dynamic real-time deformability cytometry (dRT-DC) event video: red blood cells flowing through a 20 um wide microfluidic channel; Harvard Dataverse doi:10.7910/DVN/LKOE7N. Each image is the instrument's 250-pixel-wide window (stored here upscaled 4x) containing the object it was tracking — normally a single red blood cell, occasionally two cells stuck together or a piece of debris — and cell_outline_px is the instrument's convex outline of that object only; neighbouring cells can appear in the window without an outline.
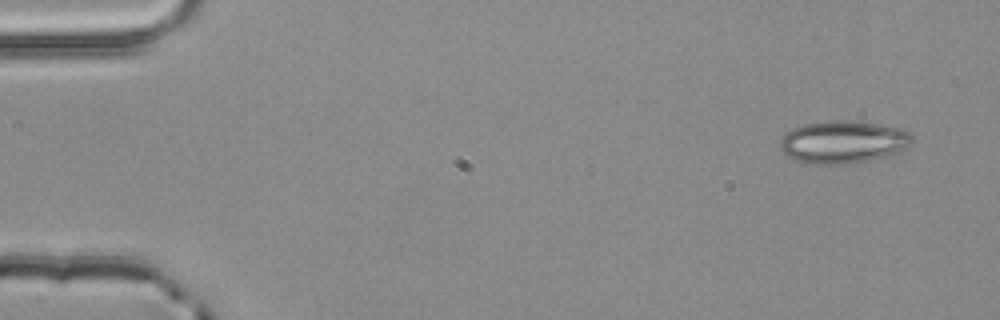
{"species": "common noctule bat (a hibernating species)", "species_latin": "Nyctalus noctula", "temperature_condition": "room temperature", "stored_images_in_passage": 4, "camera_frame_rate_fps": 3000, "um_per_image_px": 0.085, "animal": {"sex": "male", "body_mass_g": 20.4}, "frame": {"image": 1, "passage_image": 1, "time_ms": 0.0, "image_size_px": [1000, 320], "cell_outline_px": [[912, 144], [900, 152], [868, 160], [848, 164], [816, 164], [796, 160], [788, 156], [780, 148], [780, 140], [792, 128], [804, 124], [828, 120], [848, 120], [876, 124], [900, 128], [908, 132], [912, 136]], "centroid_in_image_um": [71.67, 12.06], "position_along_channel_um": 13.3, "area_um2": 32.6}}
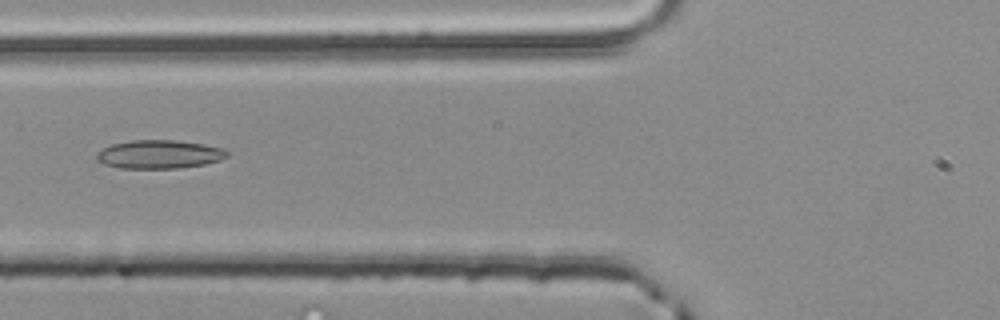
{"frame": {"image": 2, "passage_image": 4, "time_ms": 1.0, "image_size_px": [1000, 320], "cell_outline_px": [[228, 156], [220, 160], [204, 164], [180, 168], [120, 168], [104, 164], [96, 160], [96, 152], [112, 144], [132, 140], [176, 140], [204, 144], [220, 148], [228, 152]], "centroid_in_image_um": [13.51, 13.12], "position_along_channel_um": 112.3, "area_um2": 21.62}}